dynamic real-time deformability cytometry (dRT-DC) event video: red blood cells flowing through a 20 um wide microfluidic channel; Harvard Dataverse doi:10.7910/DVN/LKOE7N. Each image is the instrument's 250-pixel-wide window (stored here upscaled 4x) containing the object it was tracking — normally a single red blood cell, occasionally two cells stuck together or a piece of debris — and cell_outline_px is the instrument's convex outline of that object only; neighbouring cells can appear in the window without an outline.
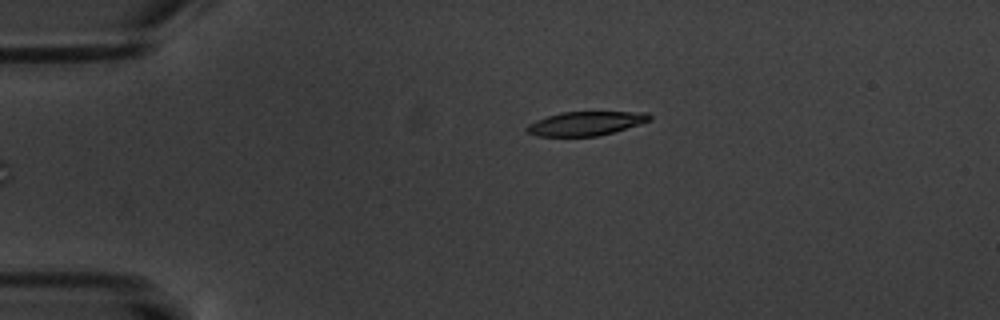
{"species": "common noctule bat (a hibernating species)", "species_latin": "Nyctalus noctula", "temperature_condition": "warm", "stored_images_in_passage": 8, "segment_of_instrument_passage": [2, 2], "camera_frame_rate_fps": 3000, "um_per_image_px": 0.085, "animal": {"sex": "male", "body_mass_g": 20.1, "forearm_length_mm": 53.5}, "frame": {"image": 1, "passage_image": 8, "time_ms": 8.333, "image_size_px": [1000, 320], "cell_outline_px": [[652, 120], [640, 124], [612, 132], [596, 136], [536, 136], [528, 132], [524, 128], [528, 124], [536, 120], [560, 112], [648, 112], [652, 116]], "centroid_in_image_um": [49.79, 10.49], "position_along_channel_um": 35.2, "area_um2": 17.11}}